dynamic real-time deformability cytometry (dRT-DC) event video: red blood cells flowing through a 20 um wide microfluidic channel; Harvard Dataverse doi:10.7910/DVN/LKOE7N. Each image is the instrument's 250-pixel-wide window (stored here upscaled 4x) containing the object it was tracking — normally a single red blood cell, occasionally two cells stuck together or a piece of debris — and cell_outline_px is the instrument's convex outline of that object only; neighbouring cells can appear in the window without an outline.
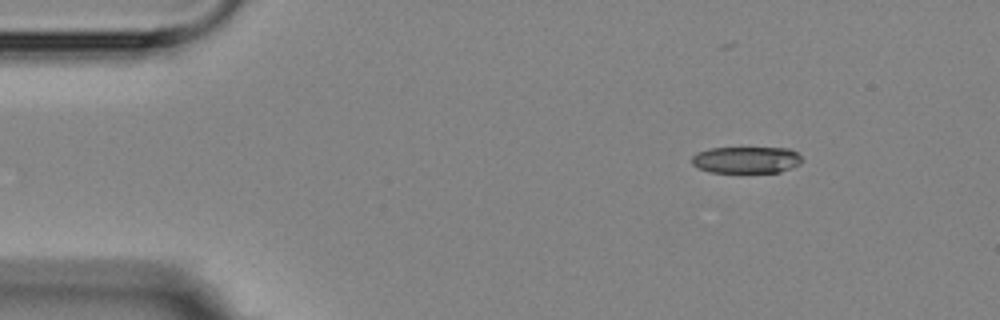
{"species": "Egyptian fruit bat (a non-hibernating species)", "species_latin": "Rousettus aegyptiacus", "temperature_condition": "room temperature", "stored_images_in_passage": 3, "camera_frame_rate_fps": 3000, "um_per_image_px": 0.085, "animal": {"sex": "female"}, "frame": {"image": 1, "passage_image": 1, "time_ms": 0.0, "image_size_px": [1000, 320], "cell_outline_px": [[804, 160], [800, 164], [792, 168], [780, 172], [708, 172], [692, 164], [692, 156], [696, 152], [708, 148], [788, 148], [796, 152]], "centroid_in_image_um": [63.44, 13.58], "position_along_channel_um": 21.6, "area_um2": 17.22}}
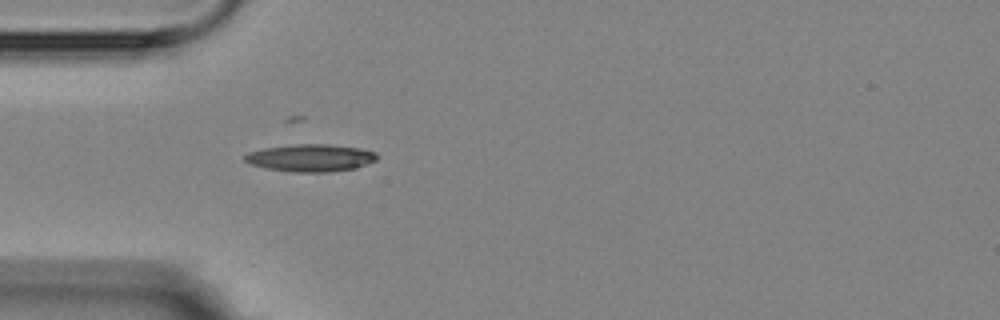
{"frame": {"image": 2, "passage_image": 3, "time_ms": 3.0, "image_size_px": [1000, 320], "cell_outline_px": [[376, 160], [356, 168], [328, 172], [296, 172], [264, 168], [252, 164], [244, 160], [244, 156], [248, 152], [264, 148], [296, 144], [328, 144], [360, 148], [376, 152]], "centroid_in_image_um": [26.4, 13.42], "position_along_channel_um": 58.6, "area_um2": 20.98}}